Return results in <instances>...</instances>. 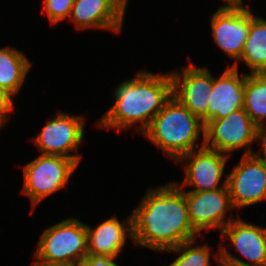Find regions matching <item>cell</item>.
Here are the masks:
<instances>
[{"label": "cell", "mask_w": 266, "mask_h": 266, "mask_svg": "<svg viewBox=\"0 0 266 266\" xmlns=\"http://www.w3.org/2000/svg\"><path fill=\"white\" fill-rule=\"evenodd\" d=\"M247 73L239 75L238 69L228 66L219 78L213 77V85L207 101V122L227 117L244 107V87Z\"/></svg>", "instance_id": "15"}, {"label": "cell", "mask_w": 266, "mask_h": 266, "mask_svg": "<svg viewBox=\"0 0 266 266\" xmlns=\"http://www.w3.org/2000/svg\"><path fill=\"white\" fill-rule=\"evenodd\" d=\"M243 108L259 128L266 126V73L247 74Z\"/></svg>", "instance_id": "19"}, {"label": "cell", "mask_w": 266, "mask_h": 266, "mask_svg": "<svg viewBox=\"0 0 266 266\" xmlns=\"http://www.w3.org/2000/svg\"><path fill=\"white\" fill-rule=\"evenodd\" d=\"M37 245L32 266L81 261L88 254L86 224L73 217L64 219L46 228Z\"/></svg>", "instance_id": "4"}, {"label": "cell", "mask_w": 266, "mask_h": 266, "mask_svg": "<svg viewBox=\"0 0 266 266\" xmlns=\"http://www.w3.org/2000/svg\"><path fill=\"white\" fill-rule=\"evenodd\" d=\"M226 186L234 208L258 204L266 200V166L255 153L242 155L227 173Z\"/></svg>", "instance_id": "9"}, {"label": "cell", "mask_w": 266, "mask_h": 266, "mask_svg": "<svg viewBox=\"0 0 266 266\" xmlns=\"http://www.w3.org/2000/svg\"><path fill=\"white\" fill-rule=\"evenodd\" d=\"M245 5L219 7L211 15V29L216 45L233 58L235 65L241 58L248 37L252 11Z\"/></svg>", "instance_id": "11"}, {"label": "cell", "mask_w": 266, "mask_h": 266, "mask_svg": "<svg viewBox=\"0 0 266 266\" xmlns=\"http://www.w3.org/2000/svg\"><path fill=\"white\" fill-rule=\"evenodd\" d=\"M115 259L116 257L87 254L81 260V266H118Z\"/></svg>", "instance_id": "23"}, {"label": "cell", "mask_w": 266, "mask_h": 266, "mask_svg": "<svg viewBox=\"0 0 266 266\" xmlns=\"http://www.w3.org/2000/svg\"><path fill=\"white\" fill-rule=\"evenodd\" d=\"M258 143L261 144L262 146V152L260 150L259 151H256L255 154L258 156V158L264 163V165L266 166V126L263 127V128H260L259 129V134H258ZM261 153L263 154L261 156Z\"/></svg>", "instance_id": "24"}, {"label": "cell", "mask_w": 266, "mask_h": 266, "mask_svg": "<svg viewBox=\"0 0 266 266\" xmlns=\"http://www.w3.org/2000/svg\"><path fill=\"white\" fill-rule=\"evenodd\" d=\"M259 129L241 108L205 124L204 146L227 155L246 147L243 155H251L255 153L251 145L258 140Z\"/></svg>", "instance_id": "7"}, {"label": "cell", "mask_w": 266, "mask_h": 266, "mask_svg": "<svg viewBox=\"0 0 266 266\" xmlns=\"http://www.w3.org/2000/svg\"><path fill=\"white\" fill-rule=\"evenodd\" d=\"M13 109L14 101L12 97L0 89V128L7 122L10 111L12 112Z\"/></svg>", "instance_id": "22"}, {"label": "cell", "mask_w": 266, "mask_h": 266, "mask_svg": "<svg viewBox=\"0 0 266 266\" xmlns=\"http://www.w3.org/2000/svg\"><path fill=\"white\" fill-rule=\"evenodd\" d=\"M196 239L184 242L179 246L167 250L179 254L169 266H210L211 247L193 244Z\"/></svg>", "instance_id": "20"}, {"label": "cell", "mask_w": 266, "mask_h": 266, "mask_svg": "<svg viewBox=\"0 0 266 266\" xmlns=\"http://www.w3.org/2000/svg\"><path fill=\"white\" fill-rule=\"evenodd\" d=\"M126 7L119 0H75L69 20L76 29L121 32Z\"/></svg>", "instance_id": "14"}, {"label": "cell", "mask_w": 266, "mask_h": 266, "mask_svg": "<svg viewBox=\"0 0 266 266\" xmlns=\"http://www.w3.org/2000/svg\"><path fill=\"white\" fill-rule=\"evenodd\" d=\"M182 69V73L169 72L172 79V96L184 105L205 125L213 75L204 67H196L192 62Z\"/></svg>", "instance_id": "13"}, {"label": "cell", "mask_w": 266, "mask_h": 266, "mask_svg": "<svg viewBox=\"0 0 266 266\" xmlns=\"http://www.w3.org/2000/svg\"><path fill=\"white\" fill-rule=\"evenodd\" d=\"M204 128L197 116L171 96L142 134L176 162L199 147L196 141L201 133L204 140Z\"/></svg>", "instance_id": "3"}, {"label": "cell", "mask_w": 266, "mask_h": 266, "mask_svg": "<svg viewBox=\"0 0 266 266\" xmlns=\"http://www.w3.org/2000/svg\"><path fill=\"white\" fill-rule=\"evenodd\" d=\"M229 156L205 147L203 140L198 151L192 150L176 161L177 163L187 162L184 182L182 186L179 183L176 184L181 189L185 186L195 187L190 191H212L226 187V178L223 181L221 179L223 175H227L224 170Z\"/></svg>", "instance_id": "10"}, {"label": "cell", "mask_w": 266, "mask_h": 266, "mask_svg": "<svg viewBox=\"0 0 266 266\" xmlns=\"http://www.w3.org/2000/svg\"><path fill=\"white\" fill-rule=\"evenodd\" d=\"M74 1L75 0H44V6L41 12L47 14L49 22L54 25L65 20L67 17L69 19Z\"/></svg>", "instance_id": "21"}, {"label": "cell", "mask_w": 266, "mask_h": 266, "mask_svg": "<svg viewBox=\"0 0 266 266\" xmlns=\"http://www.w3.org/2000/svg\"><path fill=\"white\" fill-rule=\"evenodd\" d=\"M31 64L22 51L10 46L0 48V89L17 96Z\"/></svg>", "instance_id": "17"}, {"label": "cell", "mask_w": 266, "mask_h": 266, "mask_svg": "<svg viewBox=\"0 0 266 266\" xmlns=\"http://www.w3.org/2000/svg\"><path fill=\"white\" fill-rule=\"evenodd\" d=\"M123 223L124 225L118 217L113 216L96 228H91L86 224L88 254L118 258L125 247L127 237L133 240L132 216L130 215Z\"/></svg>", "instance_id": "16"}, {"label": "cell", "mask_w": 266, "mask_h": 266, "mask_svg": "<svg viewBox=\"0 0 266 266\" xmlns=\"http://www.w3.org/2000/svg\"><path fill=\"white\" fill-rule=\"evenodd\" d=\"M185 198L190 223L201 236L203 230L222 231L234 219L232 213L224 219L227 211L234 209L227 186L212 191H185Z\"/></svg>", "instance_id": "12"}, {"label": "cell", "mask_w": 266, "mask_h": 266, "mask_svg": "<svg viewBox=\"0 0 266 266\" xmlns=\"http://www.w3.org/2000/svg\"><path fill=\"white\" fill-rule=\"evenodd\" d=\"M222 237H227L235 251L243 259L233 256L220 244L218 253L212 255L219 266H266V228L250 224L238 216L233 219L222 231Z\"/></svg>", "instance_id": "6"}, {"label": "cell", "mask_w": 266, "mask_h": 266, "mask_svg": "<svg viewBox=\"0 0 266 266\" xmlns=\"http://www.w3.org/2000/svg\"><path fill=\"white\" fill-rule=\"evenodd\" d=\"M125 7H127L128 0H119Z\"/></svg>", "instance_id": "27"}, {"label": "cell", "mask_w": 266, "mask_h": 266, "mask_svg": "<svg viewBox=\"0 0 266 266\" xmlns=\"http://www.w3.org/2000/svg\"><path fill=\"white\" fill-rule=\"evenodd\" d=\"M226 4H223L221 7H236L244 4L243 0H223Z\"/></svg>", "instance_id": "25"}, {"label": "cell", "mask_w": 266, "mask_h": 266, "mask_svg": "<svg viewBox=\"0 0 266 266\" xmlns=\"http://www.w3.org/2000/svg\"><path fill=\"white\" fill-rule=\"evenodd\" d=\"M137 205L131 216L138 247L166 252L201 236L190 223L185 192L176 182L148 189Z\"/></svg>", "instance_id": "1"}, {"label": "cell", "mask_w": 266, "mask_h": 266, "mask_svg": "<svg viewBox=\"0 0 266 266\" xmlns=\"http://www.w3.org/2000/svg\"><path fill=\"white\" fill-rule=\"evenodd\" d=\"M172 96L170 73L138 71L134 78L123 80L114 89L115 103L97 122L103 129L125 130L136 125L141 134Z\"/></svg>", "instance_id": "2"}, {"label": "cell", "mask_w": 266, "mask_h": 266, "mask_svg": "<svg viewBox=\"0 0 266 266\" xmlns=\"http://www.w3.org/2000/svg\"><path fill=\"white\" fill-rule=\"evenodd\" d=\"M84 121L81 116L59 112L47 120L42 131L32 139L33 143L42 155L65 156L79 164L82 155L70 153H74L83 141Z\"/></svg>", "instance_id": "8"}, {"label": "cell", "mask_w": 266, "mask_h": 266, "mask_svg": "<svg viewBox=\"0 0 266 266\" xmlns=\"http://www.w3.org/2000/svg\"><path fill=\"white\" fill-rule=\"evenodd\" d=\"M52 266H81V261L61 263V264H56V265H52Z\"/></svg>", "instance_id": "26"}, {"label": "cell", "mask_w": 266, "mask_h": 266, "mask_svg": "<svg viewBox=\"0 0 266 266\" xmlns=\"http://www.w3.org/2000/svg\"><path fill=\"white\" fill-rule=\"evenodd\" d=\"M78 163L65 156L39 155L24 165L22 193L30 198L32 211L47 196L65 187Z\"/></svg>", "instance_id": "5"}, {"label": "cell", "mask_w": 266, "mask_h": 266, "mask_svg": "<svg viewBox=\"0 0 266 266\" xmlns=\"http://www.w3.org/2000/svg\"><path fill=\"white\" fill-rule=\"evenodd\" d=\"M244 62L252 73H266V20L252 14V22L240 60L232 65L238 69V63Z\"/></svg>", "instance_id": "18"}]
</instances>
